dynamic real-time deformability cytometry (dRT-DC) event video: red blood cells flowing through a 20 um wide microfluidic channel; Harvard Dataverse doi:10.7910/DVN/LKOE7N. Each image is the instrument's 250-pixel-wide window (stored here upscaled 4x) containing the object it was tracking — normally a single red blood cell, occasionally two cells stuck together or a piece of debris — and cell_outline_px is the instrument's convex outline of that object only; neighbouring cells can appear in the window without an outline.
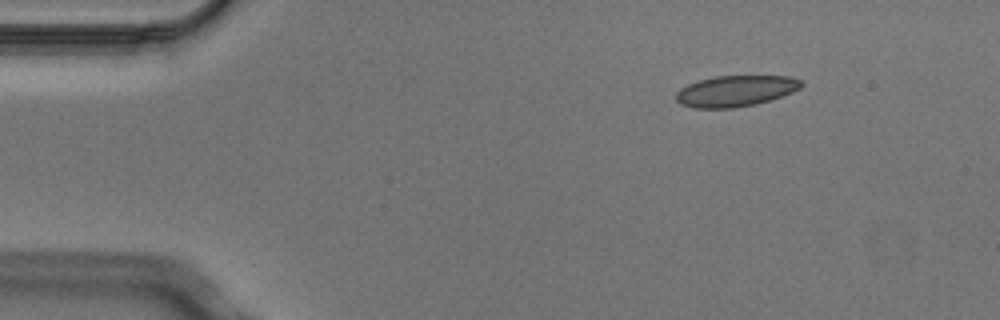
{"species": "Egyptian fruit bat (a non-hibernating species)", "species_latin": "Rousettus aegyptiacus", "temperature_condition": "cold", "stored_images_in_passage": 4, "camera_frame_rate_fps": 3000, "um_per_image_px": 0.085, "animal": {"sex": "male"}, "frame": {"image": 1, "passage_image": 1, "time_ms": 0.0, "image_size_px": [1000, 320], "cell_outline_px": [[804, 84], [800, 88], [792, 92], [756, 104], [732, 108], [692, 108], [680, 104], [676, 100], [676, 92], [680, 88], [688, 84], [700, 80], [716, 76], [788, 76], [800, 80]], "centroid_in_image_um": [62.49, 7.74], "position_along_channel_um": 22.5, "area_um2": 22.54}}
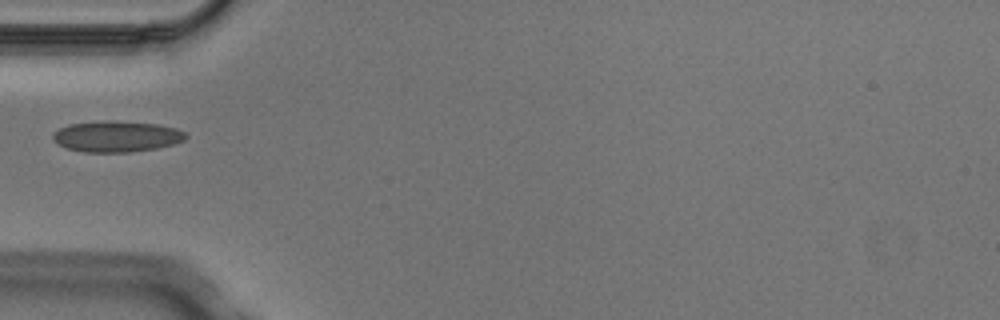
{"frame": {"image": 2, "passage_image": 4, "time_ms": 1.0, "image_size_px": [1000, 320], "cell_outline_px": [[188, 136], [184, 140], [172, 144], [156, 148], [128, 152], [84, 152], [68, 148], [52, 140], [52, 136], [60, 128], [68, 124], [108, 120], [112, 120], [156, 124], [176, 128], [184, 132]], "centroid_in_image_um": [9.91, 11.59], "position_along_channel_um": 75.1, "area_um2": 23.81}}